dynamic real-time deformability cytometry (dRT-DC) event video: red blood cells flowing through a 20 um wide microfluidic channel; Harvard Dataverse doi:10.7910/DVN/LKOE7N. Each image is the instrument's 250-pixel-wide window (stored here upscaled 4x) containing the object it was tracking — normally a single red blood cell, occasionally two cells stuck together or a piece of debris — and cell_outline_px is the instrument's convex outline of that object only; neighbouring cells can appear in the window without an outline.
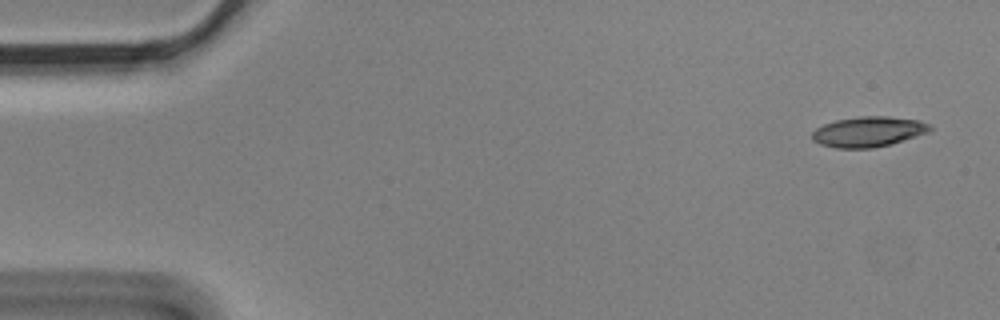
{"species": "Egyptian fruit bat (a non-hibernating species)", "species_latin": "Rousettus aegyptiacus", "temperature_condition": "cold", "stored_images_in_passage": 4, "camera_frame_rate_fps": 3000, "um_per_image_px": 0.085, "animal": {"sex": "male"}, "frame": {"image": 1, "passage_image": 1, "time_ms": 0.0, "image_size_px": [1000, 320], "cell_outline_px": [[932, 128], [928, 132], [892, 144], [872, 148], [836, 148], [820, 144], [812, 140], [812, 132], [816, 128], [824, 124], [836, 120], [860, 116], [888, 116], [920, 120], [928, 124]], "centroid_in_image_um": [73.8, 11.19], "position_along_channel_um": 11.2, "area_um2": 20.81}}
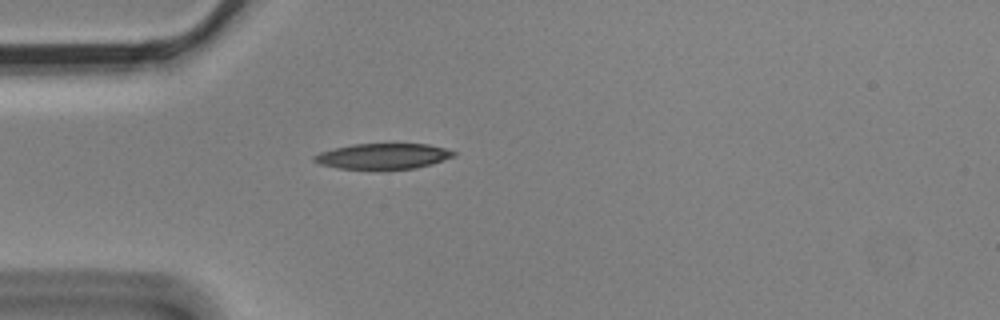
{"frame": {"image": 2, "passage_image": 4, "time_ms": 1.0, "image_size_px": [1000, 320], "cell_outline_px": [[456, 156], [432, 164], [416, 168], [336, 168], [320, 164], [312, 160], [312, 156], [320, 152], [336, 148], [356, 144], [428, 144], [444, 148], [456, 152]], "centroid_in_image_um": [32.58, 13.27], "position_along_channel_um": 52.4, "area_um2": 20.46}}